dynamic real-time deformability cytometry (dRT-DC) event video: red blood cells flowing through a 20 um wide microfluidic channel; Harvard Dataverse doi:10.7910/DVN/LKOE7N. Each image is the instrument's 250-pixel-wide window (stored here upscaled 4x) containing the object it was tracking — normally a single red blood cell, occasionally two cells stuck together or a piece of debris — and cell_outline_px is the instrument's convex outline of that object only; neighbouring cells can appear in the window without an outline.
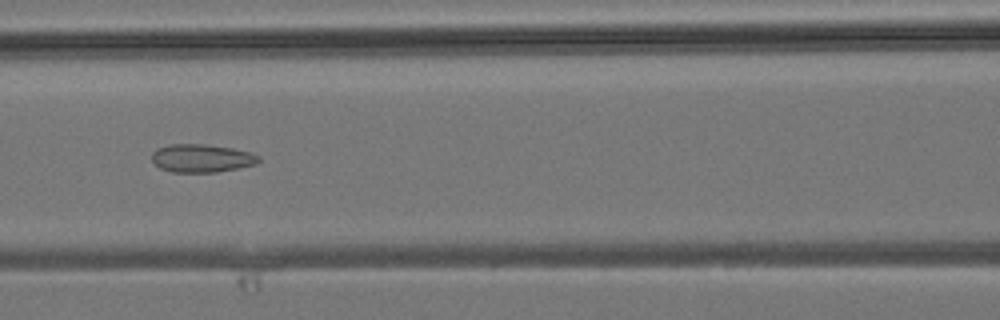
{"species": "common noctule bat (a hibernating species)", "species_latin": "Nyctalus noctula", "temperature_condition": "room temperature", "stored_images_in_passage": 43, "camera_frame_rate_fps": 3000, "um_per_image_px": 0.085, "animal": {"sex": "male", "body_mass_g": 19.2, "forearm_length_mm": 51.8}, "frame": {"image": 1, "passage_image": 18, "time_ms": 5.667, "image_size_px": [1000, 320], "cell_outline_px": [[260, 160], [256, 164], [216, 172], [172, 172], [160, 168], [152, 160], [152, 152], [156, 148], [172, 144], [204, 144], [232, 148], [252, 152], [260, 156]], "centroid_in_image_um": [17.14, 13.44], "position_along_channel_um": 149.5, "area_um2": 17.51}}
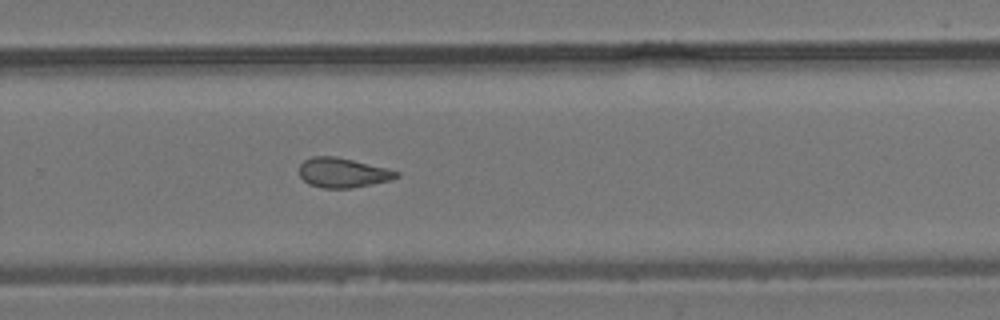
{"frame": {"image": 2, "passage_image": 28, "time_ms": 9.0, "image_size_px": [1000, 320], "cell_outline_px": [[400, 176], [392, 180], [352, 188], [320, 188], [308, 184], [300, 176], [300, 164], [304, 160], [312, 156], [336, 156], [388, 168], [400, 172]], "centroid_in_image_um": [29.16, 14.68], "position_along_channel_um": 300.6, "area_um2": 16.99}}
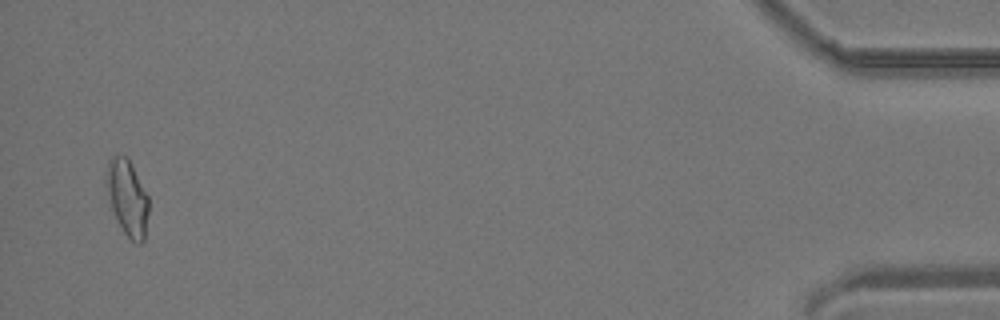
{"frame": {"image": 3, "passage_image": 42, "time_ms": 13.667, "image_size_px": [1000, 320], "cell_outline_px": [[148, 212], [144, 240], [140, 244], [136, 244], [124, 232], [116, 220], [112, 208], [108, 192], [108, 160], [112, 156], [124, 156], [132, 164], [148, 196]], "centroid_in_image_um": [10.86, 16.84], "position_along_channel_um": 424.3, "area_um2": 18.09}}